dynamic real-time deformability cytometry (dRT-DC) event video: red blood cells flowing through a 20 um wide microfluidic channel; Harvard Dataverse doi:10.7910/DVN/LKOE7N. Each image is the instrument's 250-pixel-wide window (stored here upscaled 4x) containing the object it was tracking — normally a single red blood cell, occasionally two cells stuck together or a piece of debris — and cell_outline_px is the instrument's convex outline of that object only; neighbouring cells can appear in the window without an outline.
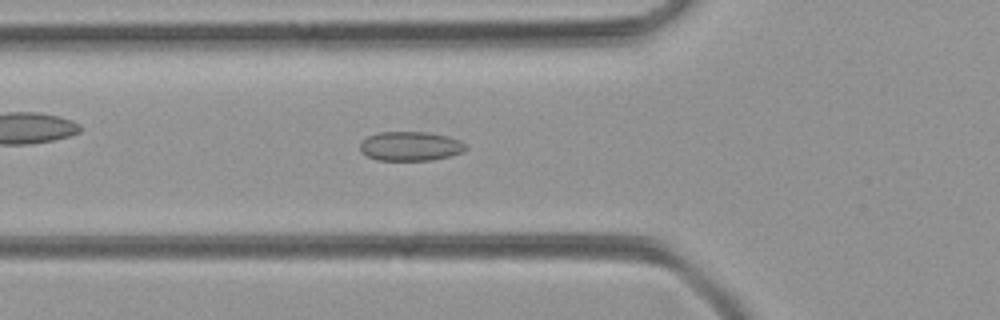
{"species": "common noctule bat (a hibernating species)", "species_latin": "Nyctalus noctula", "temperature_condition": "room temperature", "stored_images_in_passage": 41, "camera_frame_rate_fps": 3000, "um_per_image_px": 0.085, "animal": {"sex": "female", "body_mass_g": 21.9}, "frame": {"image": 1, "passage_image": 8, "time_ms": 2.333, "image_size_px": [1000, 320], "cell_outline_px": [[468, 148], [464, 152], [432, 160], [376, 160], [360, 152], [360, 140], [376, 132], [428, 132], [448, 136], [460, 140]], "centroid_in_image_um": [34.86, 12.42], "position_along_channel_um": 90.9, "area_um2": 18.21}}
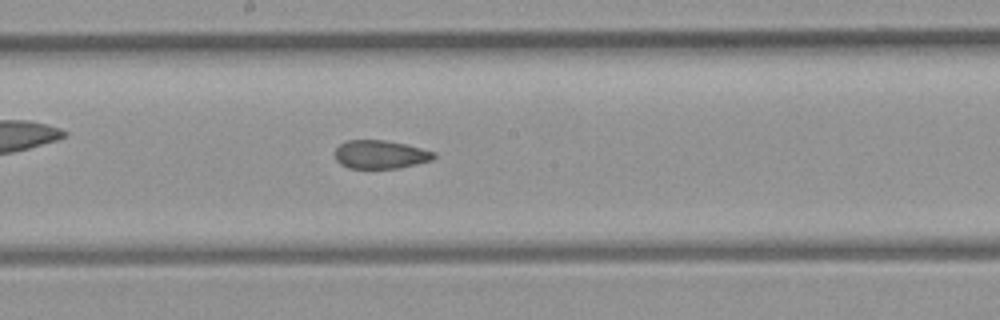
{"frame": {"image": 2, "passage_image": 17, "time_ms": 5.333, "image_size_px": [1000, 320], "cell_outline_px": [[436, 156], [432, 160], [400, 168], [348, 168], [340, 164], [336, 160], [336, 148], [340, 144], [348, 140], [384, 140], [404, 144], [436, 152]], "centroid_in_image_um": [32.34, 13.13], "position_along_channel_um": 215.9, "area_um2": 16.3}}
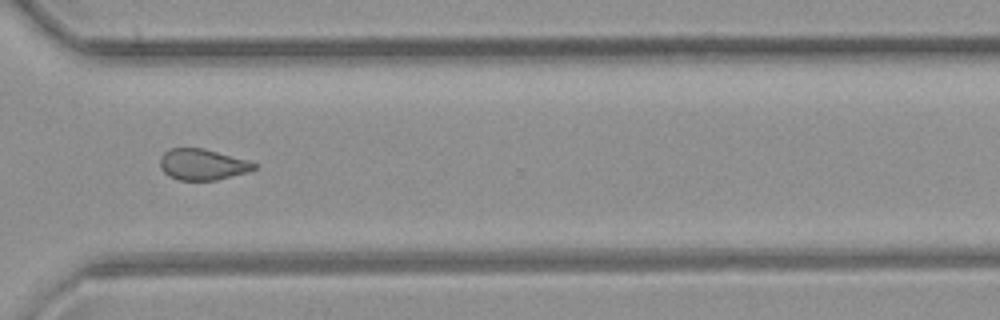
{"frame": {"image": 3, "passage_image": 27, "time_ms": 8.667, "image_size_px": [1000, 320], "cell_outline_px": [[260, 164], [256, 168], [248, 172], [216, 180], [180, 180], [168, 176], [160, 168], [160, 156], [164, 152], [172, 148], [204, 148], [248, 160]], "centroid_in_image_um": [17.23, 13.98], "position_along_channel_um": 353.4, "area_um2": 17.17}}